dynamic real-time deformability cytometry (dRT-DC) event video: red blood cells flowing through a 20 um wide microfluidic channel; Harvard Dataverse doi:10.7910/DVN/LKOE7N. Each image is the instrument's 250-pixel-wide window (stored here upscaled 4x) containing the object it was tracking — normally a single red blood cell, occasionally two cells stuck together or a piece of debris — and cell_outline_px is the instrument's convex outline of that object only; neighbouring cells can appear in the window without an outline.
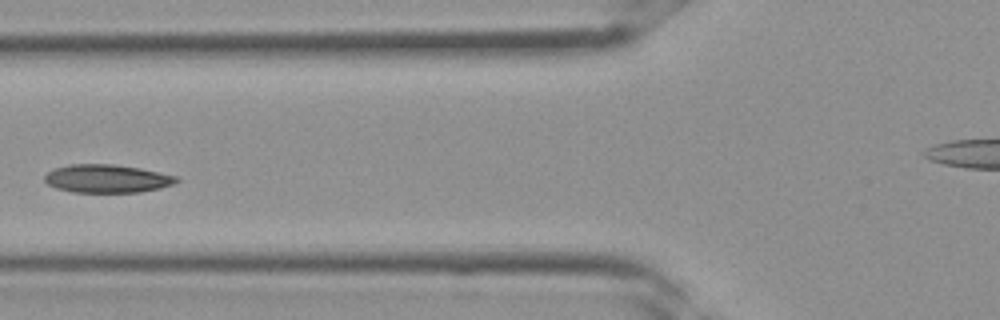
{"species": "Egyptian fruit bat (a non-hibernating species)", "species_latin": "Rousettus aegyptiacus", "temperature_condition": "room temperature", "stored_images_in_passage": 3, "camera_frame_rate_fps": 3000, "um_per_image_px": 0.085, "frame": {"image": 1, "passage_image": 3, "time_ms": 0.667, "image_size_px": [1000, 320], "cell_outline_px": [[180, 180], [172, 184], [160, 188], [140, 192], [72, 192], [56, 188], [48, 184], [44, 180], [44, 176], [48, 172], [56, 168], [68, 164], [112, 164], [140, 168], [176, 176]], "centroid_in_image_um": [9.07, 15.18], "position_along_channel_um": 116.7, "area_um2": 21.56}}